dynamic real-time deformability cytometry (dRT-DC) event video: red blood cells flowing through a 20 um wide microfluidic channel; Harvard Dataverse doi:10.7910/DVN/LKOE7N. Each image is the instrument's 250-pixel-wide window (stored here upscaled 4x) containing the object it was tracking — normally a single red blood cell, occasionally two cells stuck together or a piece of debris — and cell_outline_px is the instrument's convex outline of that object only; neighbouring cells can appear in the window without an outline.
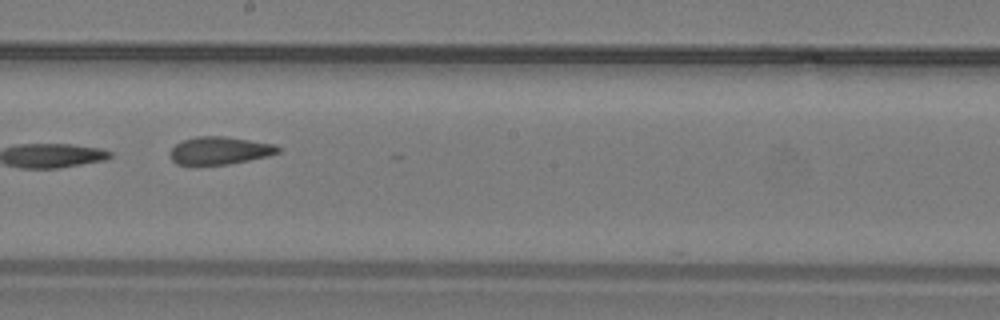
{"species": "common noctule bat (a hibernating species)", "species_latin": "Nyctalus noctula", "temperature_condition": "warm", "stored_images_in_passage": 25, "camera_frame_rate_fps": 3000, "um_per_image_px": 0.085, "animal": {"sex": "male", "body_mass_g": 19.2, "forearm_length_mm": 51.8}, "frame": {"image": 1, "passage_image": 15, "time_ms": 4.667, "image_size_px": [1000, 320], "cell_outline_px": [[280, 152], [268, 156], [228, 164], [192, 168], [176, 164], [172, 160], [168, 152], [176, 144], [184, 140], [196, 136], [224, 136], [276, 144], [280, 148]], "centroid_in_image_um": [18.61, 12.84], "position_along_channel_um": 229.6, "area_um2": 18.09}}